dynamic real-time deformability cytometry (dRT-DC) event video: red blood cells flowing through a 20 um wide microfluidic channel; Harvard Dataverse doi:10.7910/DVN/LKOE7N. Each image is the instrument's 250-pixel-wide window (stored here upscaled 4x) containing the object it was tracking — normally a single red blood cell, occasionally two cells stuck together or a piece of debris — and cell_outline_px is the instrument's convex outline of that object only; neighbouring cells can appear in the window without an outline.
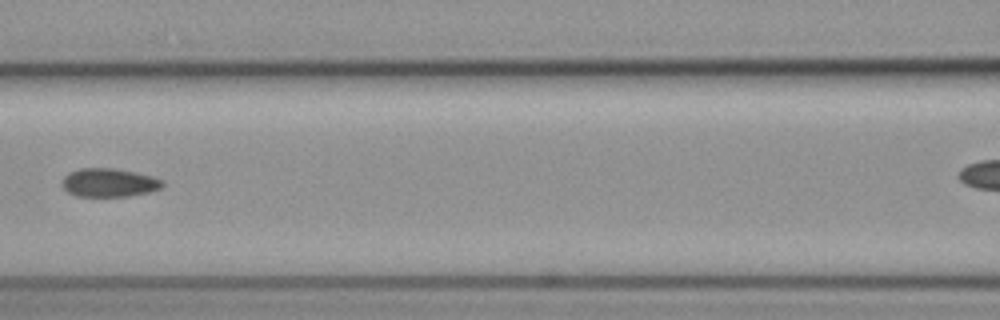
{"species": "common noctule bat (a hibernating species)", "species_latin": "Nyctalus noctula", "temperature_condition": "cold", "stored_images_in_passage": 11, "camera_frame_rate_fps": 3000, "um_per_image_px": 0.085, "animal": {"sex": "female", "body_mass_g": 19.3, "forearm_length_mm": 54.1}, "frame": {"image": 1, "passage_image": 6, "time_ms": 1.667, "image_size_px": [1000, 320], "cell_outline_px": [[164, 184], [160, 188], [148, 192], [128, 196], [76, 196], [68, 192], [60, 184], [60, 180], [68, 172], [80, 168], [116, 168], [136, 172], [152, 176], [164, 180]], "centroid_in_image_um": [9.24, 15.51], "position_along_channel_um": 157.4, "area_um2": 16.88}}
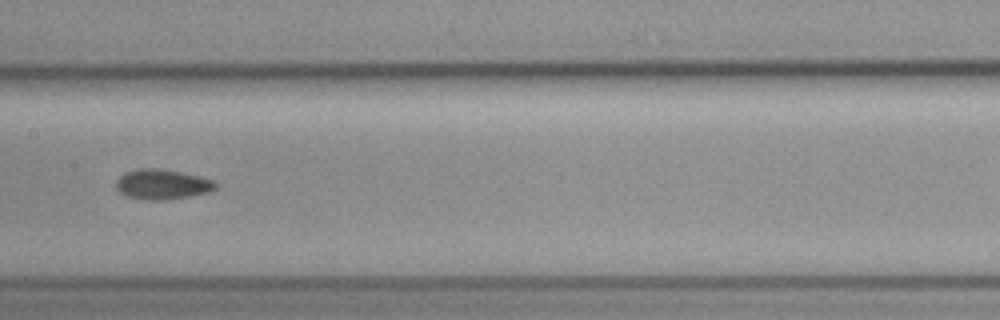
{"frame": {"image": 2, "passage_image": 7, "time_ms": 2.0, "image_size_px": [1000, 320], "cell_outline_px": [[216, 188], [208, 192], [188, 196], [164, 200], [148, 200], [128, 196], [120, 192], [116, 188], [116, 180], [120, 176], [136, 168], [160, 168], [200, 176], [212, 180], [216, 184]], "centroid_in_image_um": [13.77, 15.66], "position_along_channel_um": 193.6, "area_um2": 17.22}}
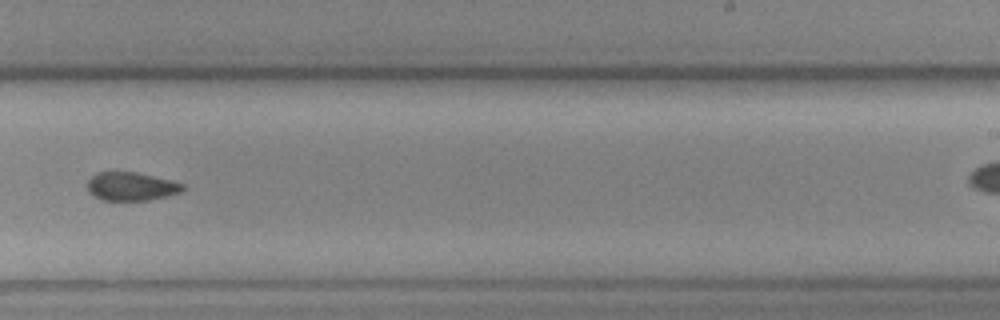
{"frame": {"image": 3, "passage_image": 9, "time_ms": 2.667, "image_size_px": [1000, 320], "cell_outline_px": [[184, 188], [180, 192], [168, 196], [148, 200], [100, 200], [88, 192], [88, 180], [92, 176], [100, 172], [136, 172], [184, 184]], "centroid_in_image_um": [11.13, 15.86], "position_along_channel_um": 277.9, "area_um2": 15.61}}